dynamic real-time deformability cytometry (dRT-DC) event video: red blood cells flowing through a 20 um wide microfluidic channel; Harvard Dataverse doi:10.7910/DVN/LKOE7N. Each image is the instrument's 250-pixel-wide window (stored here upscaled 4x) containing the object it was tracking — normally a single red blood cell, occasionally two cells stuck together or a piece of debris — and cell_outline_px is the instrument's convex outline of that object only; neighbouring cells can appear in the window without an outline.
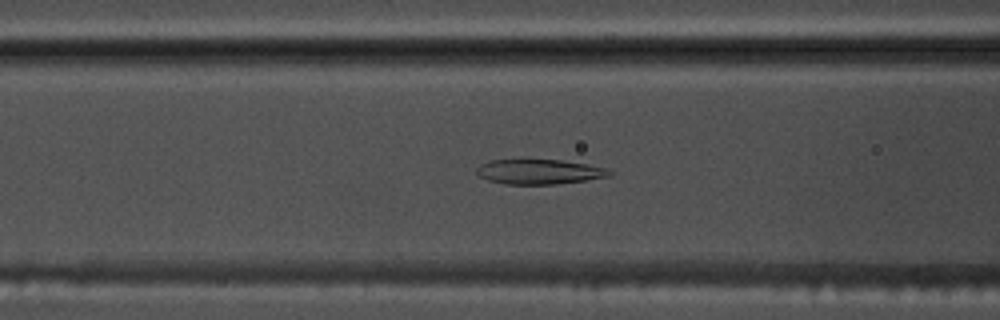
{"species": "common noctule bat (a hibernating species)", "species_latin": "Nyctalus noctula", "temperature_condition": "warm", "stored_images_in_passage": 39, "camera_frame_rate_fps": 3000, "um_per_image_px": 0.085, "animal": {"sex": "male", "body_mass_g": 17.5, "forearm_length_mm": 52.3}, "frame": {"image": 1, "passage_image": 6, "time_ms": 1.667, "image_size_px": [1000, 320], "cell_outline_px": [[612, 176], [556, 184], [504, 184], [488, 180], [480, 176], [476, 172], [476, 168], [480, 164], [488, 160], [520, 156], [524, 156], [560, 160], [588, 164], [608, 168], [612, 172]], "centroid_in_image_um": [45.77, 14.53], "position_along_channel_um": 120.8, "area_um2": 20.35}}
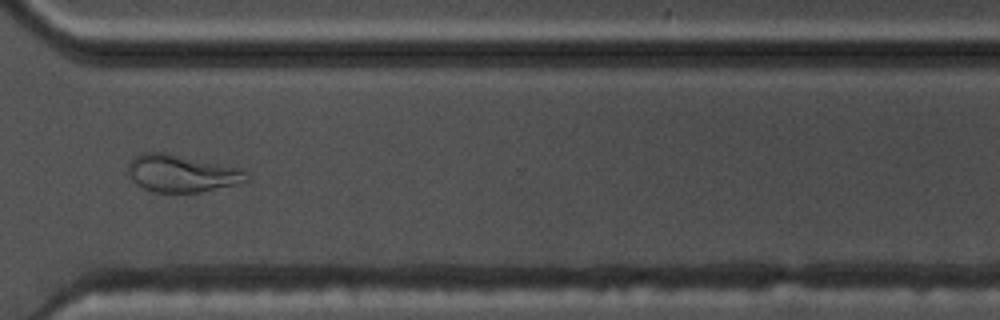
{"frame": {"image": 2, "passage_image": 25, "time_ms": 8.0, "image_size_px": [1000, 320], "cell_outline_px": [[248, 180], [236, 184], [200, 192], [156, 192], [144, 188], [136, 184], [132, 180], [128, 172], [128, 168], [132, 160], [136, 156], [144, 152], [164, 152], [240, 168], [248, 176]], "centroid_in_image_um": [15.43, 14.74], "position_along_channel_um": 355.2, "area_um2": 25.32}}
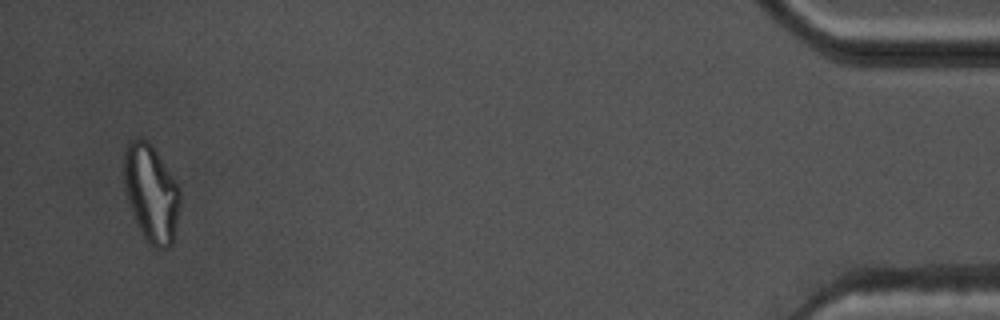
{"frame": {"image": 3, "passage_image": 37, "time_ms": 12.0, "image_size_px": [1000, 320], "cell_outline_px": [[180, 204], [172, 244], [168, 248], [156, 248], [148, 244], [144, 240], [136, 224], [124, 192], [124, 152], [128, 140], [148, 140], [152, 144], [176, 180], [180, 188]], "centroid_in_image_um": [12.84, 16.43], "position_along_channel_um": 422.4, "area_um2": 32.25}, "authors_computed_cell_mechanics": {"area_um2": 20.519, "velocity_mm_per_s": 3.7015, "shape_relaxation_time_tau1_ms": null, "shape_relaxation_time_tau2_ms": 1.4656, "deformation_change_tau1": null, "deformation_change_tau2": 0.092}}